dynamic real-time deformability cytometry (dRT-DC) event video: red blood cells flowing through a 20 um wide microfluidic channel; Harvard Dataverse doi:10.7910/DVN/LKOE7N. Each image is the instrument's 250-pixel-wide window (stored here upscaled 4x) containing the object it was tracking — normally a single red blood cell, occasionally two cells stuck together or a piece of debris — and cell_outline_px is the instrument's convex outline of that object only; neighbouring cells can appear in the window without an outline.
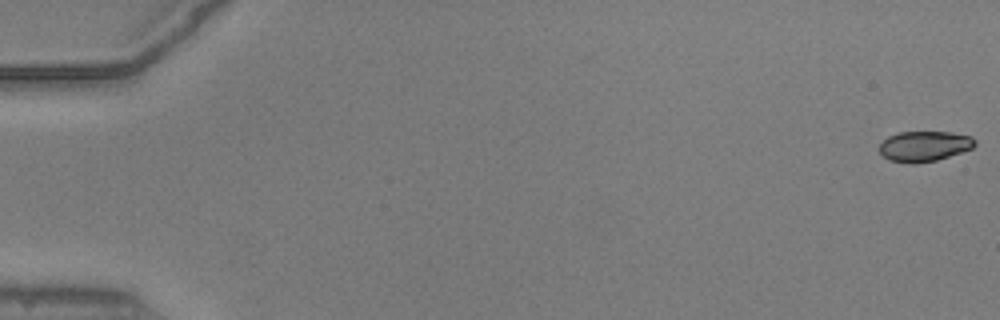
{"species": "common noctule bat (a hibernating species)", "species_latin": "Nyctalus noctula", "temperature_condition": "warm", "stored_images_in_passage": 10, "camera_frame_rate_fps": 3000, "um_per_image_px": 0.085, "animal": {"sex": "male", "body_mass_g": 20.5, "forearm_length_mm": 52.5}, "frame": {"image": 1, "passage_image": 1, "time_ms": 0.0, "image_size_px": [1000, 320], "cell_outline_px": [[976, 144], [972, 148], [936, 160], [916, 164], [908, 164], [888, 160], [880, 152], [880, 144], [888, 136], [900, 132], [952, 132], [972, 136], [976, 140]], "centroid_in_image_um": [78.56, 12.43], "position_along_channel_um": 6.4, "area_um2": 16.94}}